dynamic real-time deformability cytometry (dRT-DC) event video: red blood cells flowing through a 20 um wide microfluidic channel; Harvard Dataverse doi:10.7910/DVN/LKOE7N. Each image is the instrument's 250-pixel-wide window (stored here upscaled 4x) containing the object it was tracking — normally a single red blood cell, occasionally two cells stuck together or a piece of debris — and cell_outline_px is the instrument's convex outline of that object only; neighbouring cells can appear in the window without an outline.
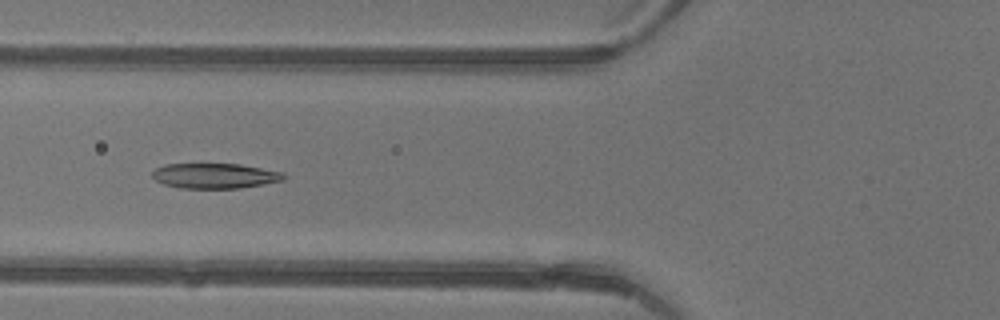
{"species": "common noctule bat (a hibernating species)", "species_latin": "Nyctalus noctula", "temperature_condition": "warm", "stored_images_in_passage": 5, "camera_frame_rate_fps": 3000, "um_per_image_px": 0.085, "animal": {"sex": "female"}, "frame": {"image": 1, "passage_image": 4, "time_ms": 1.0, "image_size_px": [1000, 320], "cell_outline_px": [[288, 176], [284, 180], [264, 184], [240, 188], [180, 188], [164, 184], [156, 180], [152, 176], [152, 172], [156, 168], [164, 164], [240, 164], [284, 172]], "centroid_in_image_um": [18.3, 14.94], "position_along_channel_um": 107.5, "area_um2": 19.36}}
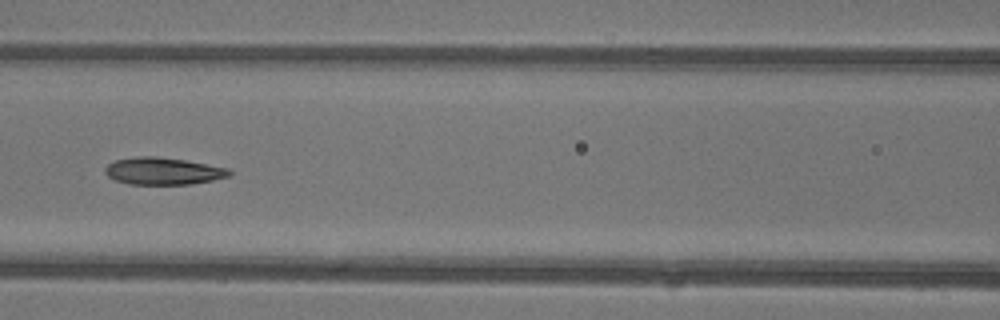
{"frame": {"image": 2, "passage_image": 5, "time_ms": 1.333, "image_size_px": [1000, 320], "cell_outline_px": [[232, 176], [192, 184], [128, 184], [116, 180], [108, 176], [104, 172], [104, 168], [108, 164], [116, 160], [140, 156], [156, 156], [184, 160], [228, 168], [232, 172]], "centroid_in_image_um": [13.87, 14.54], "position_along_channel_um": 152.7, "area_um2": 19.59}}